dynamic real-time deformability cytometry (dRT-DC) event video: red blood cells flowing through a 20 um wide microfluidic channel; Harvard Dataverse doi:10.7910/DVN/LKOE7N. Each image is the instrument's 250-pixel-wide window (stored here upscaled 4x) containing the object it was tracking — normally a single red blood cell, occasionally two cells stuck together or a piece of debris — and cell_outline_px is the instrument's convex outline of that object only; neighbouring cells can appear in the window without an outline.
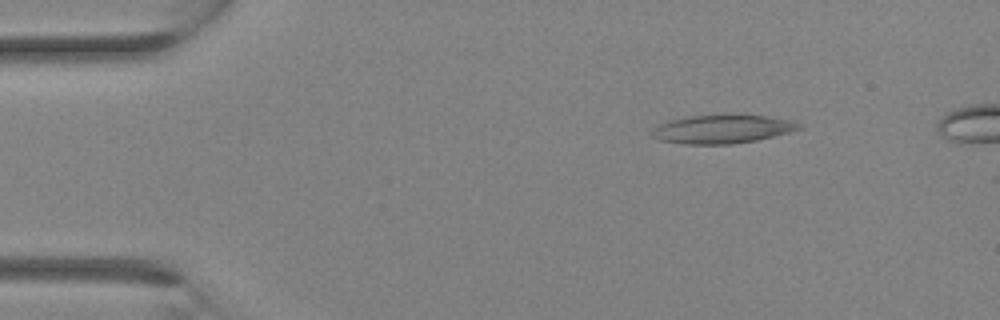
{"species": "Egyptian fruit bat (a non-hibernating species)", "species_latin": "Rousettus aegyptiacus", "temperature_condition": "room temperature", "stored_images_in_passage": 11, "camera_frame_rate_fps": 3000, "um_per_image_px": 0.085, "animal": {"sex": "female"}, "frame": {"image": 1, "passage_image": 1, "time_ms": 0.0, "image_size_px": [1000, 320], "cell_outline_px": [[804, 128], [756, 140], [732, 144], [684, 144], [660, 140], [652, 136], [652, 132], [660, 124], [668, 120], [692, 116], [768, 116], [792, 120], [800, 124]], "centroid_in_image_um": [61.41, 10.99], "position_along_channel_um": 23.6, "area_um2": 23.87}}
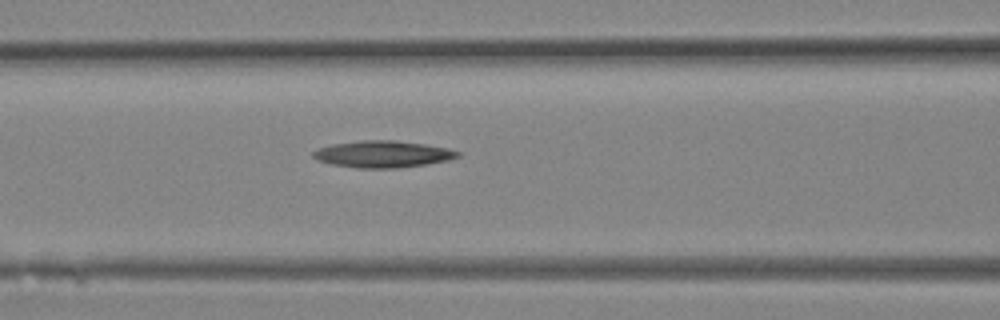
{"frame": {"image": 2, "passage_image": 9, "time_ms": 2.667, "image_size_px": [1000, 320], "cell_outline_px": [[460, 156], [448, 160], [428, 164], [396, 168], [356, 168], [332, 164], [320, 160], [312, 156], [312, 152], [320, 148], [332, 144], [360, 140], [396, 140], [424, 144], [448, 148], [460, 152]], "centroid_in_image_um": [32.56, 13.1], "position_along_channel_um": 134.0, "area_um2": 22.48}}
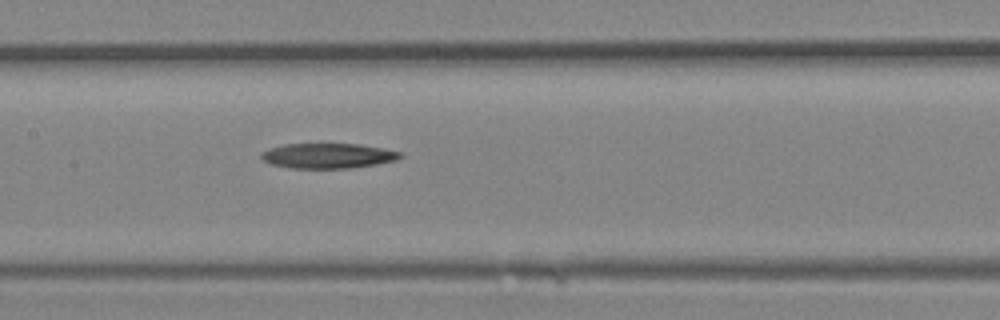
{"frame": {"image": 3, "passage_image": 11, "time_ms": 3.333, "image_size_px": [1000, 320], "cell_outline_px": [[404, 156], [396, 160], [376, 164], [352, 168], [288, 168], [272, 164], [264, 160], [260, 156], [260, 152], [284, 144], [360, 144], [384, 148], [404, 152]], "centroid_in_image_um": [27.93, 13.24], "position_along_channel_um": 179.5, "area_um2": 20.4}}